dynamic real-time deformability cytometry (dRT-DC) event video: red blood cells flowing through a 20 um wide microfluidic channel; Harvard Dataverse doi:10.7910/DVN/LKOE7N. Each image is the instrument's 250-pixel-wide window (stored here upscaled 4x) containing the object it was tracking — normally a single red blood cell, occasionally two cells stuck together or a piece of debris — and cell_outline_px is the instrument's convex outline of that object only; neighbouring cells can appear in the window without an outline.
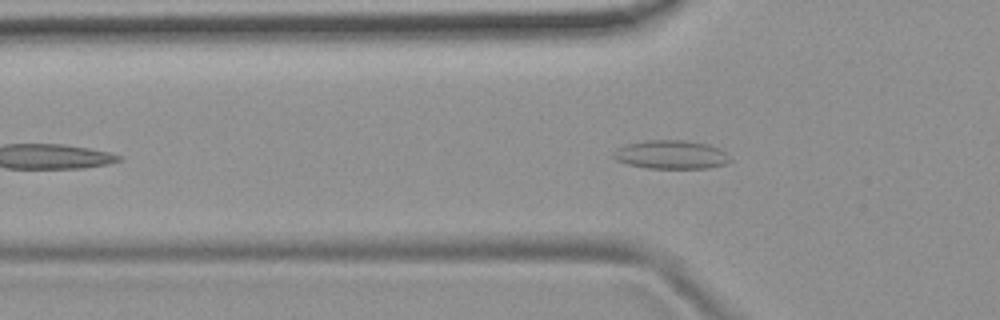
{"species": "common noctule bat (a hibernating species)", "species_latin": "Nyctalus noctula", "temperature_condition": "room temperature", "stored_images_in_passage": 37, "camera_frame_rate_fps": 3000, "um_per_image_px": 0.085, "animal": {"sex": "female", "body_mass_g": 19.9}, "frame": {"image": 1, "passage_image": 10, "time_ms": 3.0, "image_size_px": [1000, 320], "cell_outline_px": [[732, 160], [724, 164], [708, 168], [648, 168], [628, 164], [616, 160], [612, 156], [612, 152], [616, 148], [628, 144], [644, 140], [684, 140], [708, 144], [720, 148]], "centroid_in_image_um": [57.02, 13.14], "position_along_channel_um": 68.8, "area_um2": 19.48}}
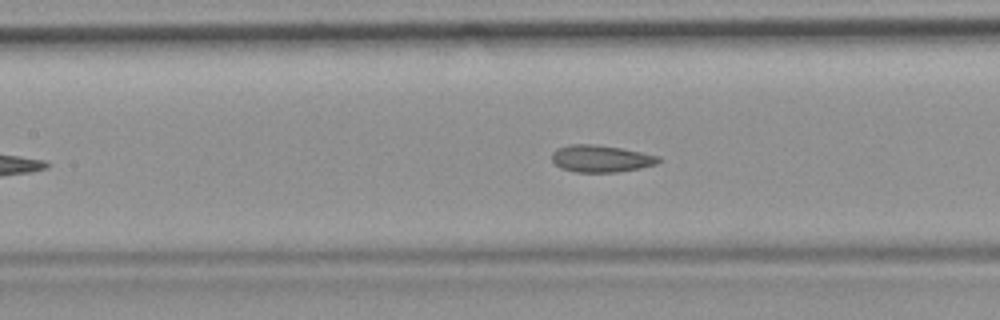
{"frame": {"image": 2, "passage_image": 17, "time_ms": 5.333, "image_size_px": [1000, 320], "cell_outline_px": [[660, 160], [656, 164], [640, 168], [616, 172], [576, 172], [560, 168], [552, 160], [552, 152], [556, 148], [568, 144], [592, 144], [620, 148], [660, 156]], "centroid_in_image_um": [51.04, 13.48], "position_along_channel_um": 156.4, "area_um2": 16.76}}
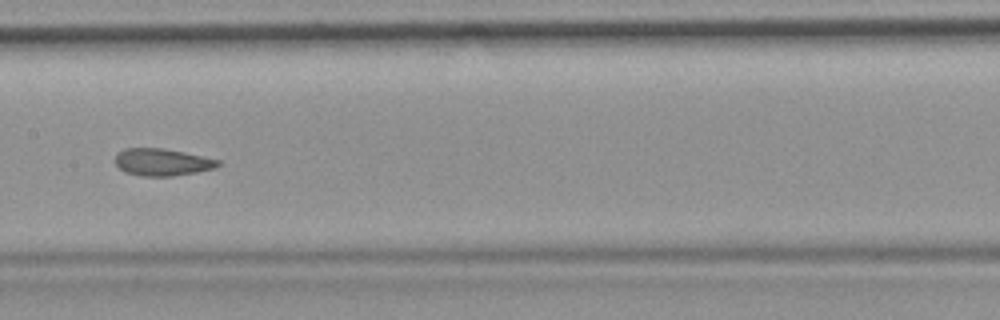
{"frame": {"image": 3, "passage_image": 20, "time_ms": 6.333, "image_size_px": [1000, 320], "cell_outline_px": [[220, 164], [216, 168], [196, 172], [172, 176], [140, 176], [124, 172], [116, 164], [116, 152], [124, 148], [164, 148], [184, 152], [220, 160]], "centroid_in_image_um": [13.77, 13.78], "position_along_channel_um": 193.6, "area_um2": 16.36}, "authors_computed_cell_mechanics": {"area_um2": 17.051, "velocity_mm_per_s": 3.7531, "shape_relaxation_time_tau1_ms": null, "shape_relaxation_time_tau2_ms": 1.5224, "deformation_change_tau1": null, "deformation_change_tau2": 0.0695}}